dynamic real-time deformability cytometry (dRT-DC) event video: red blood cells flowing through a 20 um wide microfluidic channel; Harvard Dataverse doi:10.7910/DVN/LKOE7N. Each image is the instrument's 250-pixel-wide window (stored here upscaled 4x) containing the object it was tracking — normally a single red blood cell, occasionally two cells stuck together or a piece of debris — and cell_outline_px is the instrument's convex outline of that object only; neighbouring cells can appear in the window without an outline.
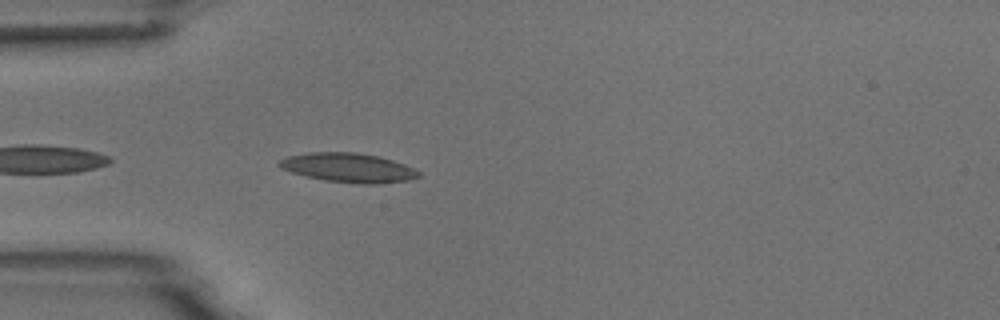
{"species": "common noctule bat (a hibernating species)", "species_latin": "Nyctalus noctula", "temperature_condition": "room temperature", "stored_images_in_passage": 4, "camera_frame_rate_fps": 3000, "um_per_image_px": 0.085, "animal": {"sex": "male", "body_mass_g": 18.8}, "frame": {"image": 1, "passage_image": 4, "time_ms": 4.333, "image_size_px": [1000, 320], "cell_outline_px": [[420, 176], [412, 180], [380, 184], [360, 184], [324, 180], [304, 176], [280, 168], [276, 164], [280, 160], [288, 156], [312, 152], [356, 152], [380, 156], [404, 164], [420, 172]], "centroid_in_image_um": [29.63, 14.26], "position_along_channel_um": 55.4, "area_um2": 23.93}}